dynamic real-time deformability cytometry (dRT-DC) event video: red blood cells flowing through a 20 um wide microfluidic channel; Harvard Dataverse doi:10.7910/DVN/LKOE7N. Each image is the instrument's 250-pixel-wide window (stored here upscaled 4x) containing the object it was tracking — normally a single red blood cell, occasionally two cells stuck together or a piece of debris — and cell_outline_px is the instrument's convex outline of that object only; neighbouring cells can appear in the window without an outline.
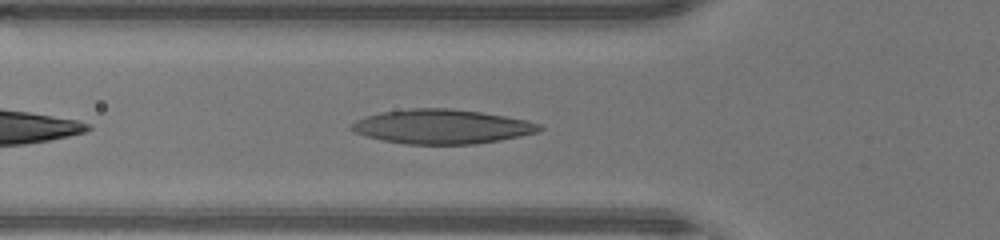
{"species": "human", "species_latin": "Homo sapiens", "temperature_condition": "warm", "stored_images_in_passage": 22, "camera_frame_rate_fps": 3000, "um_per_image_px": 0.085, "donor": {"sex": "male"}, "frame": {"image": 1, "passage_image": 5, "time_ms": 1.333, "image_size_px": [1000, 240], "cell_outline_px": [[544, 128], [540, 132], [500, 140], [476, 144], [404, 144], [380, 140], [356, 132], [348, 128], [356, 120], [380, 112], [408, 108], [452, 108], [480, 112], [528, 120], [540, 124]], "centroid_in_image_um": [37.59, 10.76], "position_along_channel_um": 88.2, "area_um2": 37.74}}
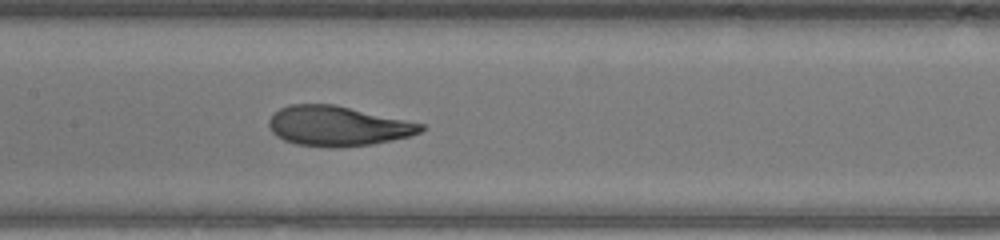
{"frame": {"image": 2, "passage_image": 11, "time_ms": 3.333, "image_size_px": [1000, 240], "cell_outline_px": [[424, 128], [420, 132], [408, 136], [372, 144], [296, 144], [284, 140], [276, 136], [272, 132], [268, 124], [268, 120], [280, 108], [288, 104], [336, 104], [424, 124]], "centroid_in_image_um": [28.68, 10.65], "position_along_channel_um": 178.7, "area_um2": 34.16}}
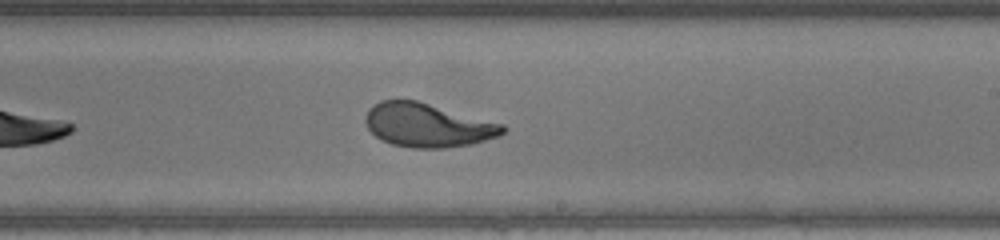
{"frame": {"image": 3, "passage_image": 16, "time_ms": 5.0, "image_size_px": [1000, 240], "cell_outline_px": [[508, 128], [500, 136], [472, 144], [444, 148], [412, 148], [392, 144], [380, 140], [368, 128], [364, 120], [364, 116], [368, 108], [372, 104], [380, 100], [416, 100], [504, 124]], "centroid_in_image_um": [36.33, 10.64], "position_along_channel_um": 252.7, "area_um2": 35.26}}